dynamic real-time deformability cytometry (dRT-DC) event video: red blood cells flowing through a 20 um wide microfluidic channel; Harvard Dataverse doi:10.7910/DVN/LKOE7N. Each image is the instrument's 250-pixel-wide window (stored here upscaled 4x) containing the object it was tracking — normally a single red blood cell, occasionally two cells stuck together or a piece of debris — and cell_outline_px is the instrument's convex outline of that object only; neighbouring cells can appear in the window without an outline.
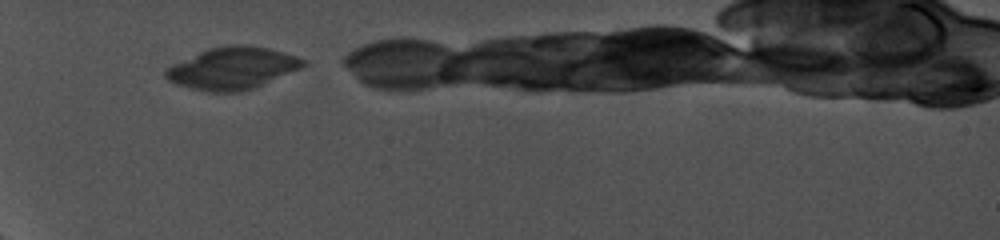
{"species": "common noctule bat (a hibernating species)", "species_latin": "Nyctalus noctula", "temperature_condition": "cold", "stored_images_in_passage": 7, "camera_frame_rate_fps": 5000, "um_per_image_px": 0.085, "animal": {"sex": "female", "body_mass_g": 19.0, "forearm_length_mm": 56.7}, "frame": {"image": 1, "passage_image": 1, "time_ms": 0.0, "image_size_px": [1000, 240], "cell_outline_px": [[308, 64], [300, 68], [252, 88], [240, 92], [208, 92], [176, 84], [168, 80], [164, 76], [164, 68], [172, 64], [208, 48], [228, 44], [244, 44], [268, 48], [284, 52], [308, 60]], "centroid_in_image_um": [19.73, 5.78], "position_along_channel_um": 65.3, "area_um2": 33.7}}